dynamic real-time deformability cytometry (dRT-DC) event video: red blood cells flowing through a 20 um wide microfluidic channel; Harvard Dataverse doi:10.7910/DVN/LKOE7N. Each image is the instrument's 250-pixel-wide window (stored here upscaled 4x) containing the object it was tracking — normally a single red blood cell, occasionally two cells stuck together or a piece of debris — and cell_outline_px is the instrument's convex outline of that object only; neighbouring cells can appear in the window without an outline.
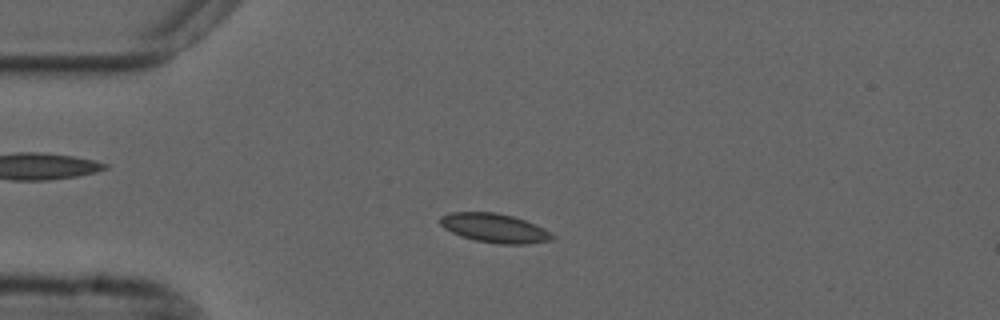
{"species": "common noctule bat (a hibernating species)", "species_latin": "Nyctalus noctula", "temperature_condition": "cold", "stored_images_in_passage": 54, "camera_frame_rate_fps": 3000, "um_per_image_px": 0.085, "animal": {"sex": "male", "forearm_length_mm": 52.5}, "frame": {"image": 1, "passage_image": 12, "time_ms": 3.667, "image_size_px": [1000, 320], "cell_outline_px": [[556, 236], [552, 240], [528, 244], [496, 244], [476, 240], [460, 236], [444, 228], [440, 224], [440, 216], [452, 212], [496, 212], [512, 216], [524, 220], [544, 228]], "centroid_in_image_um": [42.04, 19.39], "position_along_channel_um": 43.0, "area_um2": 19.02}}
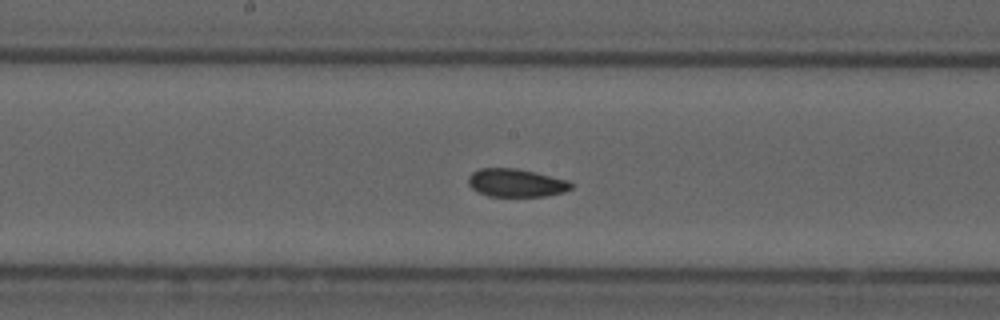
{"frame": {"image": 2, "passage_image": 27, "time_ms": 8.667, "image_size_px": [1000, 320], "cell_outline_px": [[576, 184], [572, 188], [564, 192], [544, 196], [488, 196], [472, 188], [468, 184], [468, 176], [472, 172], [480, 168], [516, 168], [536, 172], [568, 180]], "centroid_in_image_um": [43.9, 15.53], "position_along_channel_um": 204.3, "area_um2": 16.94}}
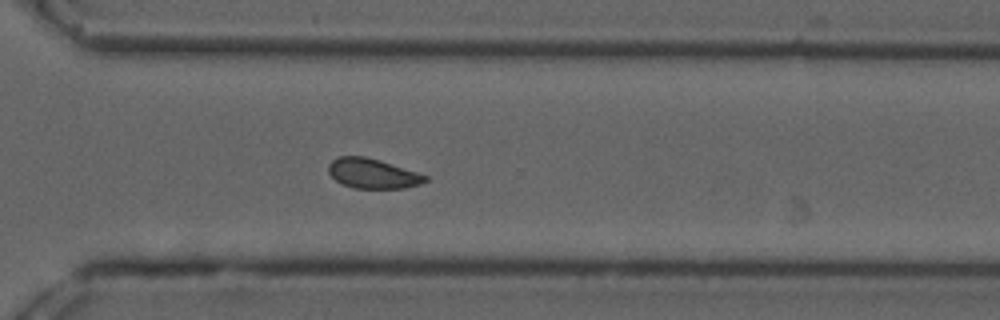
{"frame": {"image": 3, "passage_image": 38, "time_ms": 12.333, "image_size_px": [1000, 320], "cell_outline_px": [[428, 180], [420, 184], [404, 188], [352, 188], [340, 184], [328, 172], [328, 164], [336, 156], [364, 156], [416, 172], [428, 176]], "centroid_in_image_um": [31.62, 14.76], "position_along_channel_um": 339.0, "area_um2": 16.7}, "authors_computed_cell_mechanics": {"area_um2": 17.4267, "velocity_mm_per_s": 3.6776, "shape_relaxation_time_tau1_ms": null, "shape_relaxation_time_tau2_ms": 2.3899, "deformation_change_tau1": null, "deformation_change_tau2": 0.0542}}